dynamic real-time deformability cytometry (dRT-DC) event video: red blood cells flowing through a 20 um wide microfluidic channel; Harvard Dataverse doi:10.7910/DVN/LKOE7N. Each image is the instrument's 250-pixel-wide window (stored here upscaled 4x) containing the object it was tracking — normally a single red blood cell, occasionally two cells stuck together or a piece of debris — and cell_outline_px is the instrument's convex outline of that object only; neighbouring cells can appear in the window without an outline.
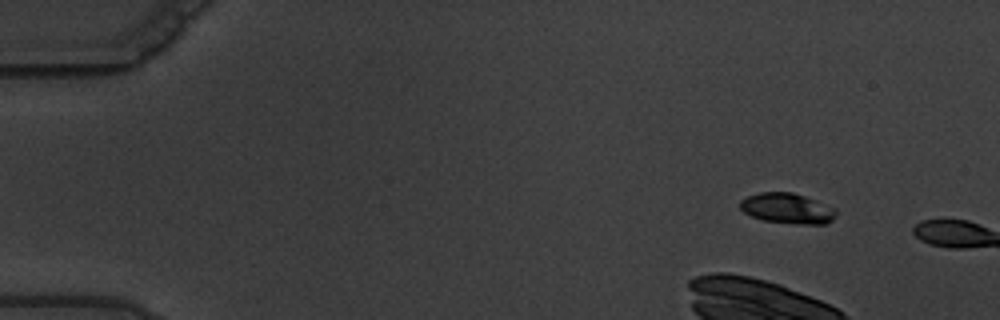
{"species": "common noctule bat (a hibernating species)", "species_latin": "Nyctalus noctula", "temperature_condition": "warm", "stored_images_in_passage": 6, "camera_frame_rate_fps": 3000, "um_per_image_px": 0.085, "animal": {"sex": "male", "body_mass_g": 19.5, "forearm_length_mm": 54.6}, "frame": {"image": 1, "passage_image": 3, "time_ms": 2.333, "image_size_px": [1000, 320], "cell_outline_px": [[836, 216], [832, 220], [824, 224], [800, 224], [764, 220], [752, 216], [744, 212], [740, 208], [740, 200], [748, 196], [760, 192], [792, 192], [804, 196], [836, 208]], "centroid_in_image_um": [66.93, 17.71], "position_along_channel_um": 18.1, "area_um2": 16.88}}